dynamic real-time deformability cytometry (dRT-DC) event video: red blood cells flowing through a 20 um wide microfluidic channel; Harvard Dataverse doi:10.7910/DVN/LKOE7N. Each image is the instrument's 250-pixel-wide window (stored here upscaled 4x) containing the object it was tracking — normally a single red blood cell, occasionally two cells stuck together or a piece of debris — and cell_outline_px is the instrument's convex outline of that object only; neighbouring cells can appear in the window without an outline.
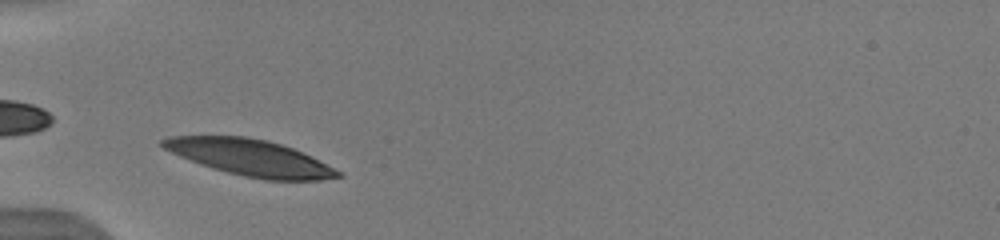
{"species": "human", "species_latin": "Homo sapiens", "temperature_condition": "warm", "stored_images_in_passage": 5, "camera_frame_rate_fps": 3000, "um_per_image_px": 0.085, "donor": {"sex": "male"}, "frame": {"image": 1, "passage_image": 4, "time_ms": 0.667, "image_size_px": [1000, 240], "cell_outline_px": [[344, 176], [320, 180], [264, 180], [244, 176], [212, 168], [200, 164], [180, 156], [164, 148], [160, 144], [160, 140], [168, 136], [244, 136], [268, 140], [292, 148], [312, 156], [340, 172]], "centroid_in_image_um": [21.26, 13.39], "position_along_channel_um": 63.7, "area_um2": 36.76}}